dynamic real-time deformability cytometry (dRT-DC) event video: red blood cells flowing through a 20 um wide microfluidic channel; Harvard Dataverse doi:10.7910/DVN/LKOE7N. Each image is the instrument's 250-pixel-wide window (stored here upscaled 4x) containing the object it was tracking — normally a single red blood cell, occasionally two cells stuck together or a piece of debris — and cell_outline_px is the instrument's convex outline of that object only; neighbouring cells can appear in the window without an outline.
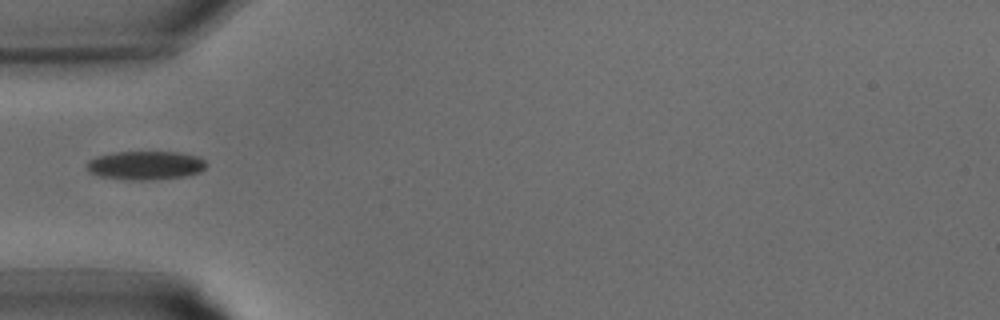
{"species": "common noctule bat (a hibernating species)", "species_latin": "Nyctalus noctula", "temperature_condition": "warm", "stored_images_in_passage": 23, "camera_frame_rate_fps": 3000, "um_per_image_px": 0.085, "animal": {"sex": "male", "body_mass_g": 15.6}, "frame": {"image": 1, "passage_image": 1, "time_ms": 0.0, "image_size_px": [1000, 320], "cell_outline_px": [[208, 164], [200, 172], [188, 176], [152, 180], [128, 180], [100, 176], [88, 172], [88, 160], [96, 156], [116, 152], [176, 152], [200, 156]], "centroid_in_image_um": [12.4, 14.06], "position_along_channel_um": 72.6, "area_um2": 20.17}}
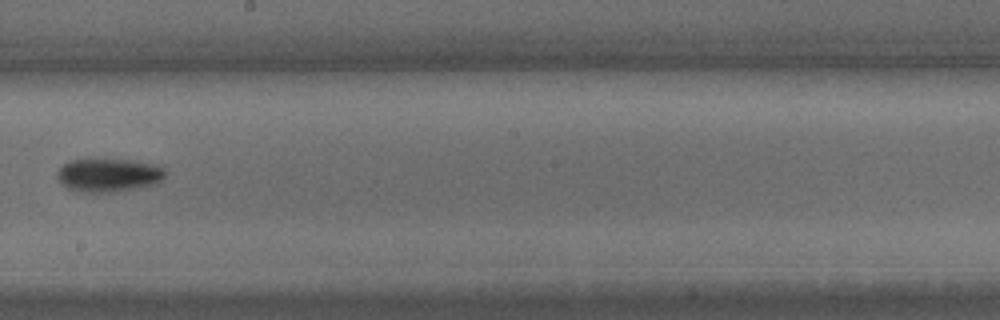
{"frame": {"image": 2, "passage_image": 9, "time_ms": 2.667, "image_size_px": [1000, 320], "cell_outline_px": [[168, 172], [160, 180], [152, 184], [112, 192], [84, 192], [68, 188], [56, 176], [56, 172], [64, 164], [72, 160], [92, 156], [132, 160], [156, 164], [164, 168]], "centroid_in_image_um": [9.21, 14.81], "position_along_channel_um": 239.0, "area_um2": 21.44}}
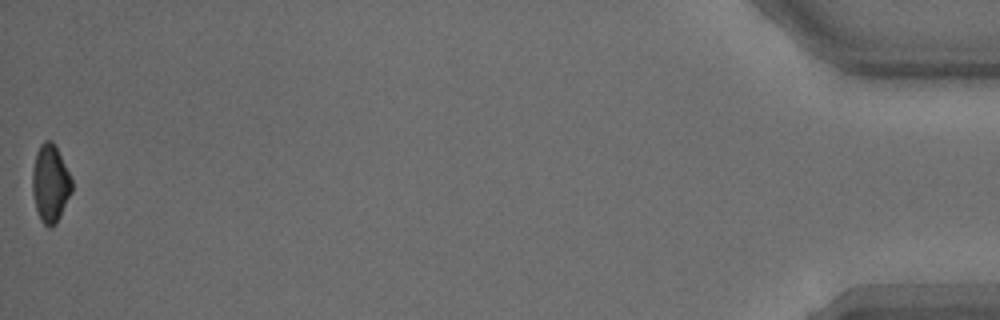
{"frame": {"image": 3, "passage_image": 23, "time_ms": 7.333, "image_size_px": [1000, 320], "cell_outline_px": [[72, 192], [56, 224], [52, 228], [48, 228], [40, 220], [36, 208], [32, 192], [32, 172], [36, 152], [40, 144], [44, 140], [52, 140], [72, 176]], "centroid_in_image_um": [4.28, 15.6], "position_along_channel_um": 430.9, "area_um2": 18.09}}